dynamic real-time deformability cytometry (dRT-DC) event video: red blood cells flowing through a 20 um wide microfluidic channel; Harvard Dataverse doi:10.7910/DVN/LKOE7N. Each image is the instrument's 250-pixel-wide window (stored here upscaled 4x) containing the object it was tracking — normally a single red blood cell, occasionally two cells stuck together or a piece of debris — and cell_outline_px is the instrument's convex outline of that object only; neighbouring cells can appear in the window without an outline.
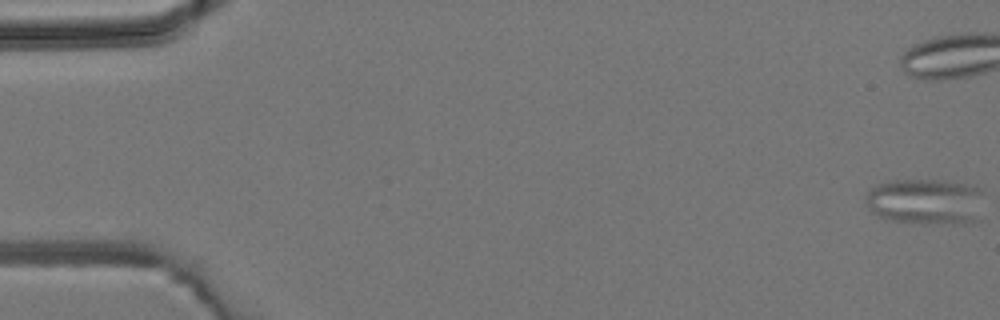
{"species": "common noctule bat (a hibernating species)", "species_latin": "Nyctalus noctula", "temperature_condition": "room temperature", "stored_images_in_passage": 6, "camera_frame_rate_fps": 3000, "um_per_image_px": 0.085, "animal": {"sex": "male", "body_mass_g": 19.2, "forearm_length_mm": 51.8}, "frame": {"image": 1, "passage_image": 1, "time_ms": 0.0, "image_size_px": [1000, 320], "cell_outline_px": [[980, 192], [972, 220], [964, 224], [952, 224], [892, 220], [880, 216], [872, 212], [868, 204], [868, 192], [876, 184], [888, 180], [944, 180], [968, 184], [976, 188]], "centroid_in_image_um": [78.57, 17.09], "position_along_channel_um": 6.4, "area_um2": 30.4}}